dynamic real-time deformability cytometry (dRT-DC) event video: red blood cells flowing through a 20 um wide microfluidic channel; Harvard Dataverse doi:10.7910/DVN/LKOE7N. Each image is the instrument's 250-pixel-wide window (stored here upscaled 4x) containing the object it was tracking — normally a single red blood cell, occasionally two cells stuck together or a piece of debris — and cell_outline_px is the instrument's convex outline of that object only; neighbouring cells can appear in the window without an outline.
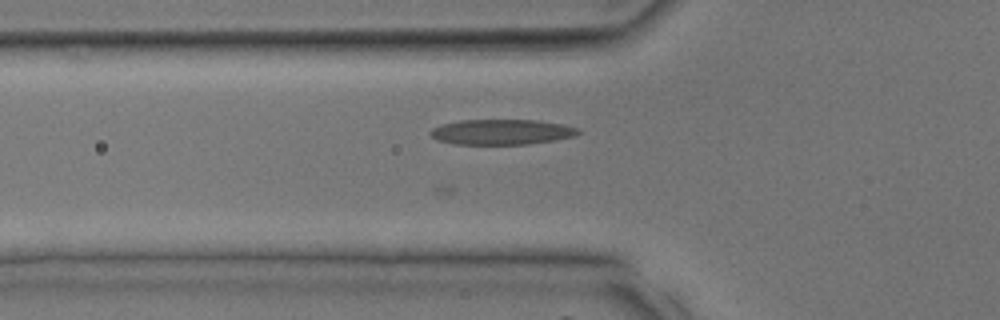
{"species": "common noctule bat (a hibernating species)", "species_latin": "Nyctalus noctula", "temperature_condition": "room temperature", "stored_images_in_passage": 23, "camera_frame_rate_fps": 3000, "um_per_image_px": 0.085, "animal": {"sex": "male", "body_mass_g": 17.9, "forearm_length_mm": 54.2}, "frame": {"image": 1, "passage_image": 5, "time_ms": 1.333, "image_size_px": [1000, 320], "cell_outline_px": [[580, 132], [572, 136], [552, 140], [528, 144], [456, 144], [436, 140], [428, 132], [432, 128], [440, 124], [460, 120], [536, 120], [560, 124], [580, 128]], "centroid_in_image_um": [42.57, 11.21], "position_along_channel_um": 83.2, "area_um2": 21.68}}
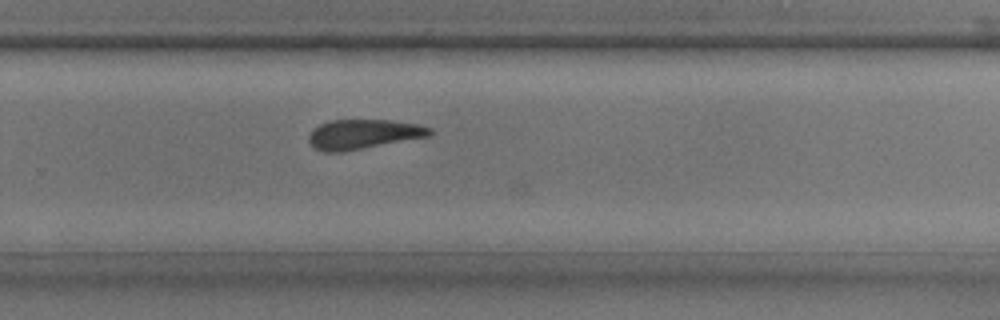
{"frame": {"image": 2, "passage_image": 17, "time_ms": 5.333, "image_size_px": [1000, 320], "cell_outline_px": [[432, 136], [344, 152], [324, 152], [316, 148], [308, 140], [308, 136], [312, 128], [328, 120], [388, 120], [420, 124], [432, 128]], "centroid_in_image_um": [30.91, 11.41], "position_along_channel_um": 298.9, "area_um2": 21.21}}
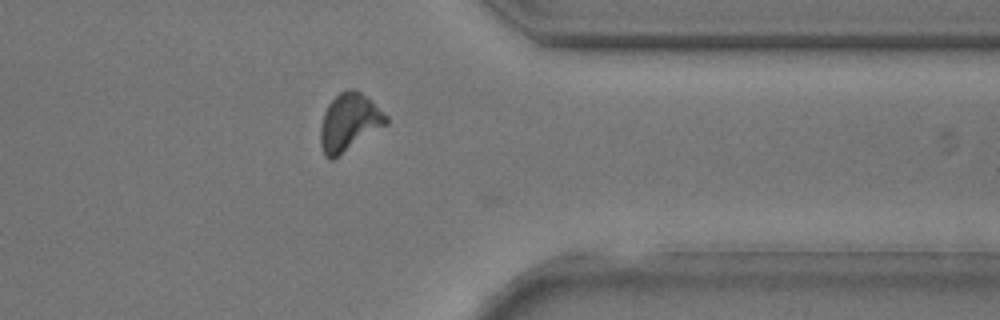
{"frame": {"image": 3, "passage_image": 22, "time_ms": 7.0, "image_size_px": [1000, 320], "cell_outline_px": [[388, 124], [332, 160], [328, 160], [324, 156], [320, 144], [320, 124], [324, 112], [328, 104], [340, 92], [348, 88], [352, 88], [360, 92], [372, 100], [388, 116]], "centroid_in_image_um": [29.67, 10.4], "position_along_channel_um": 381.7, "area_um2": 22.2}}